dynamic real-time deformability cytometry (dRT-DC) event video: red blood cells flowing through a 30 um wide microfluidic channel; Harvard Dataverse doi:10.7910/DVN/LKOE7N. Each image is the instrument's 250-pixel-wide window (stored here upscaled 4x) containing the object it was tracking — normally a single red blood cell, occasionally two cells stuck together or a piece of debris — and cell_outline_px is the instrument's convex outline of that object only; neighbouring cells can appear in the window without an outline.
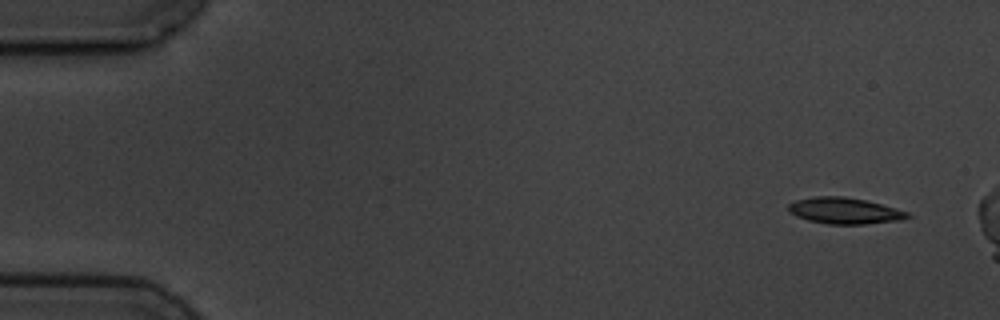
{"species": "common noctule bat (a hibernating species)", "species_latin": "Nyctalus noctula", "temperature_condition": "cold", "stored_images_in_passage": 5, "camera_frame_rate_fps": 3000, "um_per_image_px": 0.085, "animal": {"sex": "male", "body_mass_g": 19.5, "forearm_length_mm": 54.6}, "frame": {"image": 1, "passage_image": 1, "time_ms": 0.0, "image_size_px": [1000, 320], "cell_outline_px": [[912, 216], [900, 220], [864, 224], [828, 224], [808, 220], [796, 216], [788, 212], [788, 204], [796, 200], [816, 196], [844, 196], [864, 200], [896, 208], [908, 212]], "centroid_in_image_um": [71.77, 17.91], "position_along_channel_um": 13.2, "area_um2": 18.15}}